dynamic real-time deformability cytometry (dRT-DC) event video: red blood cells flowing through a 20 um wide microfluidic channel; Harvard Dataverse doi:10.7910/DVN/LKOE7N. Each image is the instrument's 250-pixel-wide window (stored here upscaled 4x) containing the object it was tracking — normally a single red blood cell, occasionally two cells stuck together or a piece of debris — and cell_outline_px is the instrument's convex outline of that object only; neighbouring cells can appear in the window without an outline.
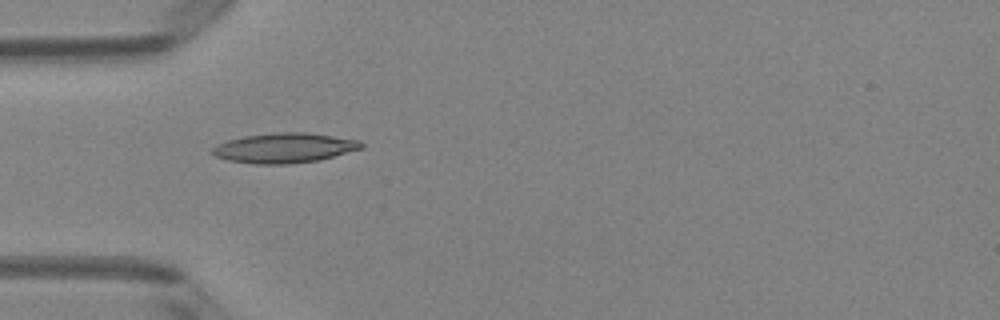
{"species": "Egyptian fruit bat (a non-hibernating species)", "species_latin": "Rousettus aegyptiacus", "temperature_condition": "room temperature", "stored_images_in_passage": 5, "camera_frame_rate_fps": 3000, "um_per_image_px": 0.085, "animal": {"sex": "female"}, "frame": {"image": 1, "passage_image": 4, "time_ms": 1.0, "image_size_px": [1000, 320], "cell_outline_px": [[364, 148], [316, 160], [288, 164], [256, 164], [228, 160], [216, 156], [212, 152], [212, 148], [216, 144], [228, 140], [244, 136], [276, 132], [304, 132], [360, 140], [364, 144]], "centroid_in_image_um": [24.16, 12.57], "position_along_channel_um": 60.8, "area_um2": 25.72}}
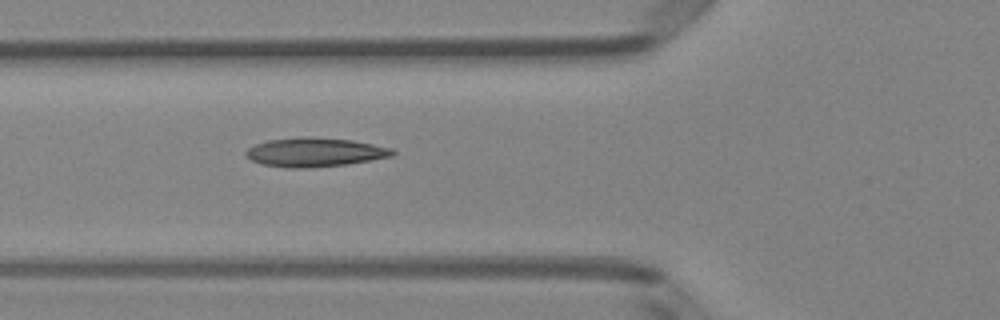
{"frame": {"image": 2, "passage_image": 5, "time_ms": 1.333, "image_size_px": [1000, 320], "cell_outline_px": [[396, 152], [392, 156], [348, 164], [304, 168], [284, 168], [264, 164], [252, 160], [244, 152], [248, 148], [256, 144], [268, 140], [300, 136], [352, 140], [392, 148]], "centroid_in_image_um": [26.76, 12.94], "position_along_channel_um": 99.0, "area_um2": 24.62}}